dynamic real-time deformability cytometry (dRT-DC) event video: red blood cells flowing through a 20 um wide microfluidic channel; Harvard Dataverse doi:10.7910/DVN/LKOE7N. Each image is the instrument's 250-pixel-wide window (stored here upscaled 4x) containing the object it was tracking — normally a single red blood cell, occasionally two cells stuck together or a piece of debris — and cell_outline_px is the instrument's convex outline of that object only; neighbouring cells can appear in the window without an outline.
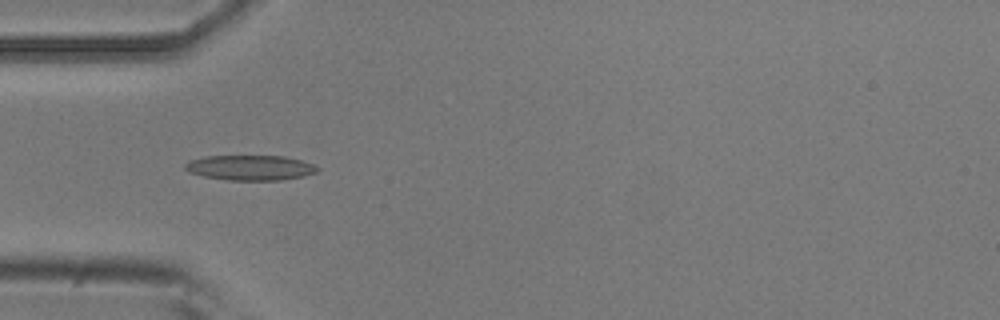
{"species": "common noctule bat (a hibernating species)", "species_latin": "Nyctalus noctula", "temperature_condition": "room temperature", "stored_images_in_passage": 10, "camera_frame_rate_fps": 3000, "um_per_image_px": 0.085, "animal": {"sex": "male", "body_mass_g": 20.5, "forearm_length_mm": 52.5}, "frame": {"image": 1, "passage_image": 4, "time_ms": 1.0, "image_size_px": [1000, 320], "cell_outline_px": [[320, 168], [316, 172], [304, 176], [280, 180], [228, 180], [204, 176], [188, 172], [184, 168], [184, 164], [188, 160], [208, 156], [284, 156], [300, 160], [312, 164]], "centroid_in_image_um": [21.24, 14.25], "position_along_channel_um": 63.8, "area_um2": 19.31}}
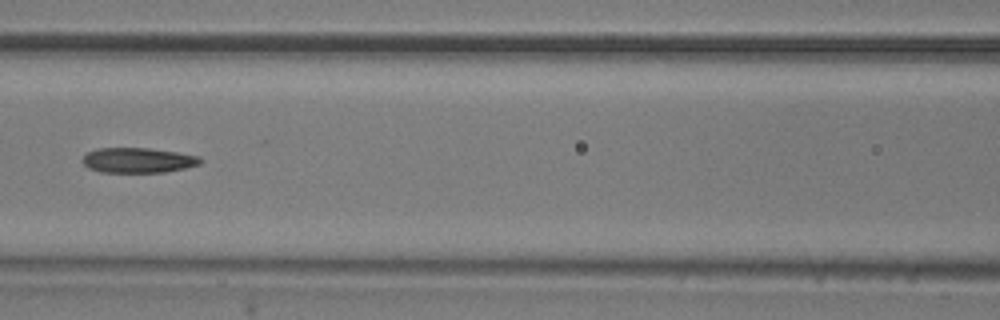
{"frame": {"image": 2, "passage_image": 6, "time_ms": 1.667, "image_size_px": [1000, 320], "cell_outline_px": [[204, 160], [200, 164], [184, 168], [164, 172], [100, 172], [88, 168], [80, 160], [88, 152], [96, 148], [148, 148], [176, 152], [200, 156]], "centroid_in_image_um": [11.72, 13.62], "position_along_channel_um": 154.9, "area_um2": 17.28}}
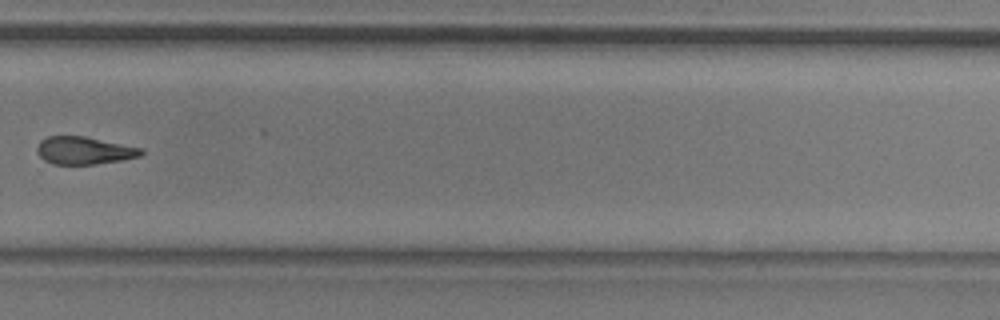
{"frame": {"image": 3, "passage_image": 10, "time_ms": 3.0, "image_size_px": [1000, 320], "cell_outline_px": [[144, 152], [140, 156], [120, 160], [96, 164], [52, 164], [44, 160], [36, 152], [36, 148], [40, 140], [48, 136], [84, 136], [144, 148]], "centroid_in_image_um": [7.14, 12.79], "position_along_channel_um": 322.7, "area_um2": 16.82}}